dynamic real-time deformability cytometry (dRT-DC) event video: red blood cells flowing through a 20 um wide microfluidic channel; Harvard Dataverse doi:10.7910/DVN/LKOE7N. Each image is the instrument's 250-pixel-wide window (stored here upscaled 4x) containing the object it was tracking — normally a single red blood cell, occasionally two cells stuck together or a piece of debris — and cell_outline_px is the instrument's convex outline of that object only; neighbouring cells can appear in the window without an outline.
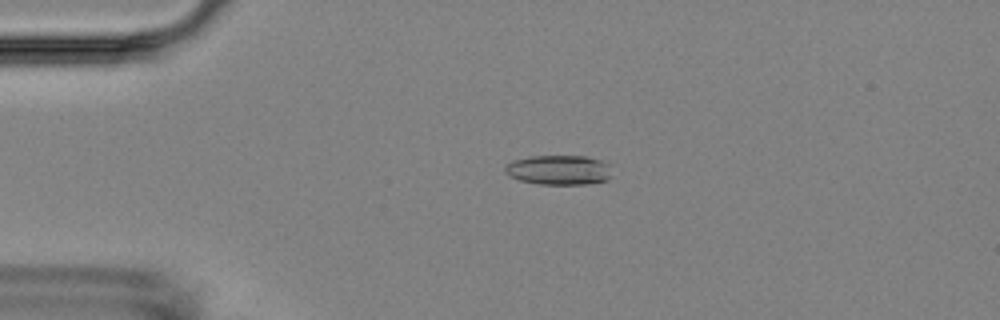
{"species": "Egyptian fruit bat (a non-hibernating species)", "species_latin": "Rousettus aegyptiacus", "temperature_condition": "room temperature", "stored_images_in_passage": 3, "camera_frame_rate_fps": 3000, "um_per_image_px": 0.085, "animal": {"sex": "female"}, "frame": {"image": 1, "passage_image": 3, "time_ms": 2.333, "image_size_px": [1000, 320], "cell_outline_px": [[612, 176], [608, 180], [588, 184], [540, 184], [520, 180], [508, 176], [504, 172], [504, 164], [512, 160], [532, 156], [584, 156], [600, 160], [608, 164]], "centroid_in_image_um": [47.47, 14.45], "position_along_channel_um": 37.5, "area_um2": 18.67}}